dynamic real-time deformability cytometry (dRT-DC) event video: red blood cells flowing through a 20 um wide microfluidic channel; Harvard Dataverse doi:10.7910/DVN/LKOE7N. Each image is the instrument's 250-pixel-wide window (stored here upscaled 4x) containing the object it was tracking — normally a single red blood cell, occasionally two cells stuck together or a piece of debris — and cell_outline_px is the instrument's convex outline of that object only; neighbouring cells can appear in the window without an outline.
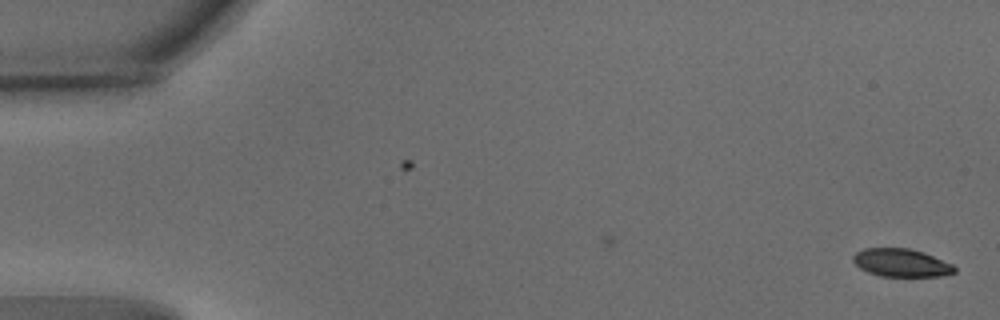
{"species": "common noctule bat (a hibernating species)", "species_latin": "Nyctalus noctula", "temperature_condition": "warm", "stored_images_in_passage": 54, "camera_frame_rate_fps": 3000, "um_per_image_px": 0.085, "animal": {"sex": "male", "body_mass_g": 15.6}, "frame": {"image": 1, "passage_image": 1, "time_ms": 0.0, "image_size_px": [1000, 320], "cell_outline_px": [[956, 272], [940, 276], [880, 276], [868, 272], [860, 268], [852, 260], [852, 256], [856, 252], [864, 248], [912, 248], [924, 252], [952, 264], [956, 268]], "centroid_in_image_um": [76.6, 22.33], "position_along_channel_um": 8.4, "area_um2": 16.59}}
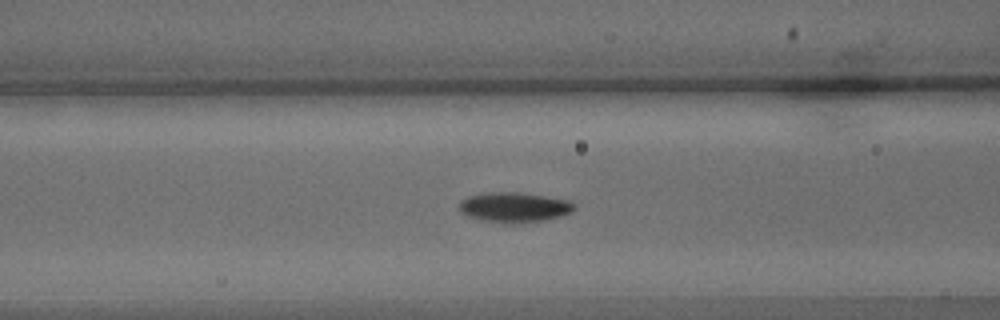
{"frame": {"image": 2, "passage_image": 22, "time_ms": 7.0, "image_size_px": [1000, 320], "cell_outline_px": [[576, 208], [572, 212], [560, 216], [544, 220], [484, 220], [468, 216], [460, 212], [460, 200], [468, 196], [484, 192], [520, 192], [572, 200], [576, 204]], "centroid_in_image_um": [43.76, 17.55], "position_along_channel_um": 122.8, "area_um2": 19.48}}
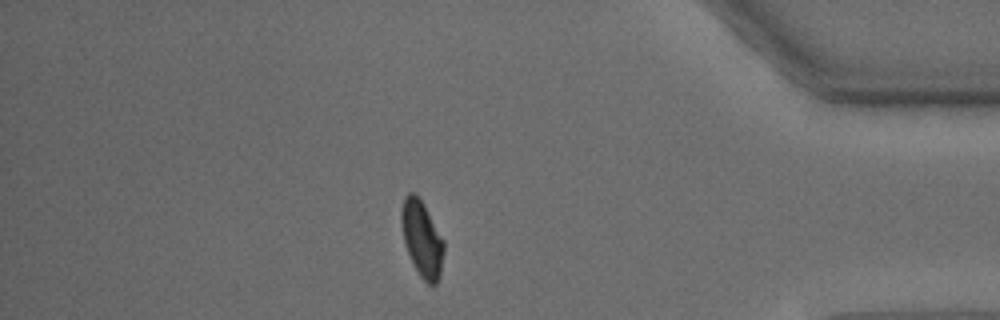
{"frame": {"image": 3, "passage_image": 47, "time_ms": 15.333, "image_size_px": [1000, 320], "cell_outline_px": [[444, 252], [440, 276], [436, 284], [428, 284], [420, 276], [408, 252], [404, 240], [400, 220], [400, 212], [404, 196], [408, 192], [412, 192], [424, 204], [444, 240]], "centroid_in_image_um": [35.87, 20.28], "position_along_channel_um": 399.3, "area_um2": 18.67}, "authors_computed_cell_mechanics": {"area_um2": 19.0451, "velocity_mm_per_s": 3.7232, "shape_relaxation_time_tau1_ms": 2.4619, "shape_relaxation_time_tau2_ms": 1.942, "deformation_change_tau1": 0.1185, "deformation_change_tau2": 0.0523}}